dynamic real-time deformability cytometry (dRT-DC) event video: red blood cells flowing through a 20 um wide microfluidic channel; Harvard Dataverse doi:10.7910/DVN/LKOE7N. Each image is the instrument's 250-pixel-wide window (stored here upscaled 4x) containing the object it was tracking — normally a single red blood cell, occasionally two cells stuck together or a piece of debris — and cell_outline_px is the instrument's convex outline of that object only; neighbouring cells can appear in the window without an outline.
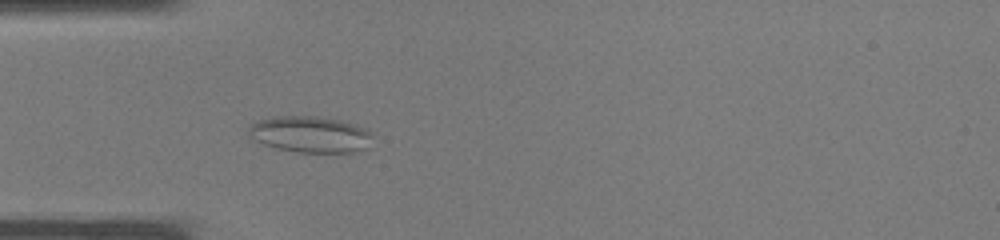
{"species": "common noctule bat (a hibernating species)", "species_latin": "Nyctalus noctula", "temperature_condition": "warm", "stored_images_in_passage": 36, "camera_frame_rate_fps": 3000, "um_per_image_px": 0.085, "animal": {"sex": "male", "body_mass_g": 19.0, "forearm_length_mm": 50.8}, "frame": {"image": 1, "passage_image": 10, "time_ms": 3.0, "image_size_px": [1000, 240], "cell_outline_px": [[372, 136], [368, 148], [352, 152], [296, 152], [276, 148], [264, 144], [248, 136], [248, 124], [256, 120], [276, 116], [316, 116], [340, 120], [356, 124], [364, 128]], "centroid_in_image_um": [26.32, 11.41], "position_along_channel_um": 58.7, "area_um2": 26.36}}
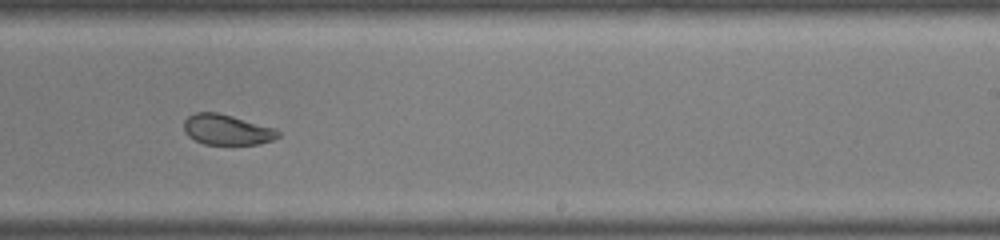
{"frame": {"image": 2, "passage_image": 22, "time_ms": 7.0, "image_size_px": [1000, 240], "cell_outline_px": [[280, 136], [272, 140], [260, 144], [204, 144], [188, 136], [184, 132], [184, 120], [188, 116], [196, 112], [216, 112], [232, 116], [276, 128], [280, 132]], "centroid_in_image_um": [19.29, 11.02], "position_along_channel_um": 269.7, "area_um2": 16.7}}
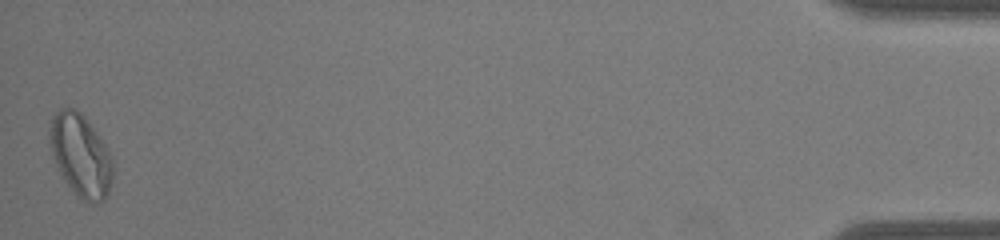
{"frame": {"image": 3, "passage_image": 36, "time_ms": 11.667, "image_size_px": [1000, 240], "cell_outline_px": [[112, 180], [108, 196], [104, 200], [88, 204], [80, 200], [76, 196], [60, 172], [56, 164], [48, 140], [48, 128], [52, 116], [60, 108], [76, 108], [80, 112], [96, 132], [104, 144], [112, 160]], "centroid_in_image_um": [6.83, 13.22], "position_along_channel_um": 428.4, "area_um2": 30.29}}